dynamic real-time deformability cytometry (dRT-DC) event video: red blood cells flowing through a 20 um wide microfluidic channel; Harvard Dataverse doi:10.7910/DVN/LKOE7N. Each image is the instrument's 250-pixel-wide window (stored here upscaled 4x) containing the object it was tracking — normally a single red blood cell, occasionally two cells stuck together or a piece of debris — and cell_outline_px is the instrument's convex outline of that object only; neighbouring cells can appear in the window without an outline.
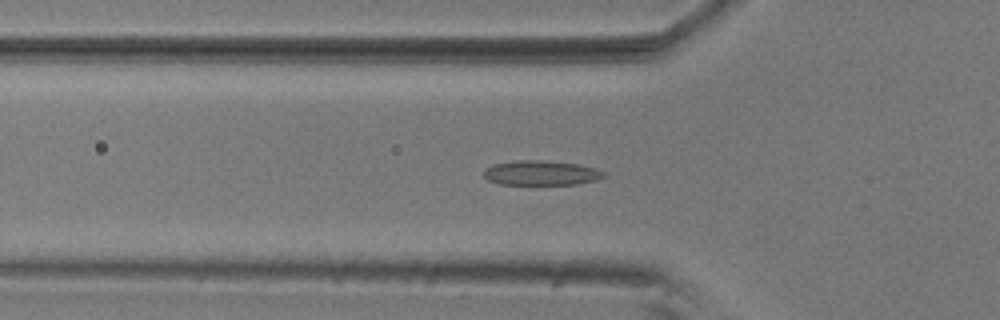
{"species": "common noctule bat (a hibernating species)", "species_latin": "Nyctalus noctula", "temperature_condition": "room temperature", "stored_images_in_passage": 53, "camera_frame_rate_fps": 3000, "um_per_image_px": 0.085, "animal": {"sex": "male", "body_mass_g": 20.5, "forearm_length_mm": 52.5}, "frame": {"image": 1, "passage_image": 18, "time_ms": 5.667, "image_size_px": [1000, 320], "cell_outline_px": [[608, 176], [596, 180], [576, 184], [500, 184], [488, 180], [484, 176], [484, 168], [492, 164], [516, 160], [540, 160], [580, 164], [596, 168], [604, 172]], "centroid_in_image_um": [46.0, 14.69], "position_along_channel_um": 79.8, "area_um2": 17.4}}
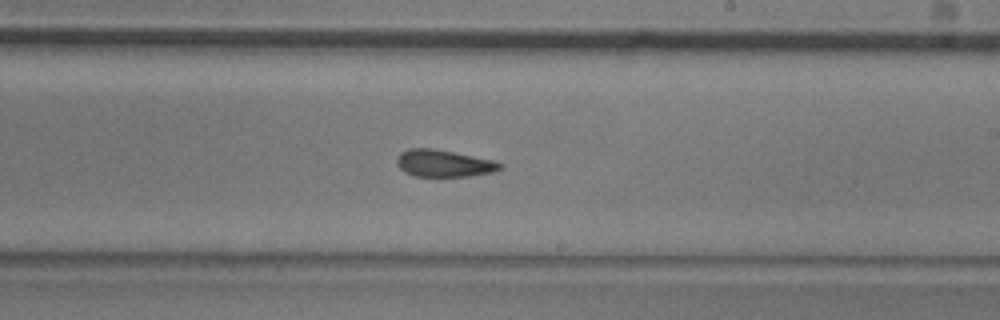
{"frame": {"image": 2, "passage_image": 32, "time_ms": 10.333, "image_size_px": [1000, 320], "cell_outline_px": [[504, 168], [492, 172], [468, 176], [416, 176], [404, 172], [396, 164], [396, 160], [400, 152], [408, 148], [432, 148], [492, 160], [504, 164]], "centroid_in_image_um": [37.7, 13.88], "position_along_channel_um": 251.3, "area_um2": 16.18}}
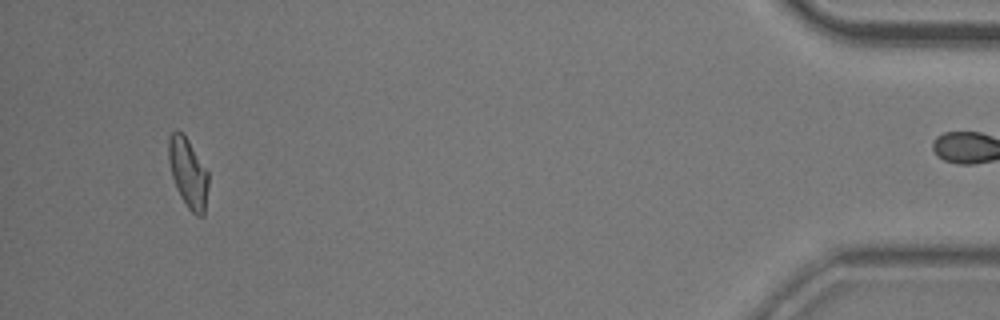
{"frame": {"image": 3, "passage_image": 52, "time_ms": 17.0, "image_size_px": [1000, 320], "cell_outline_px": [[208, 188], [204, 216], [196, 216], [188, 208], [180, 196], [176, 188], [172, 176], [168, 160], [168, 136], [176, 128], [184, 132], [208, 172]], "centroid_in_image_um": [15.98, 14.66], "position_along_channel_um": 419.2, "area_um2": 16.42}, "authors_computed_cell_mechanics": {"area_um2": 16.8776, "velocity_mm_per_s": 3.6557, "shape_relaxation_time_tau1_ms": 7.5052, "shape_relaxation_time_tau2_ms": 2.9256, "deformation_change_tau1": 0.1614, "deformation_change_tau2": 0.0947}}